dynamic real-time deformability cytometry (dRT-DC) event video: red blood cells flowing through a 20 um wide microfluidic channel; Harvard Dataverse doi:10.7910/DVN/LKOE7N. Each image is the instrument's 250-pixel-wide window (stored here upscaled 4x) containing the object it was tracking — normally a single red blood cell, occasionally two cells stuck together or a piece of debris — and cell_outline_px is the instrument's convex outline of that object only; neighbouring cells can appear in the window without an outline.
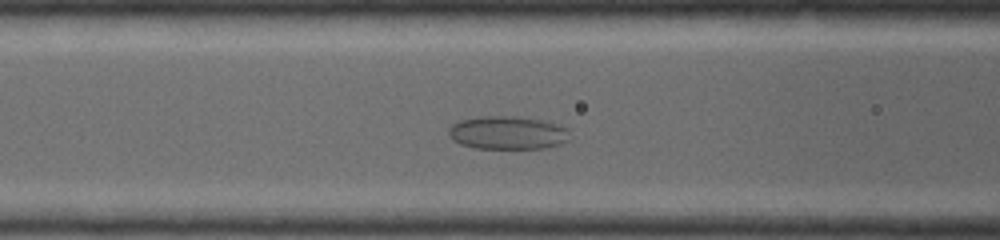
{"species": "common noctule bat (a hibernating species)", "species_latin": "Nyctalus noctula", "temperature_condition": "warm", "stored_images_in_passage": 11, "segment_of_instrument_passage": [1, 2], "camera_frame_rate_fps": 5000, "um_per_image_px": 0.085, "animal": {"sex": "female", "body_mass_g": 19.0, "forearm_length_mm": 53.3}, "frame": {"image": 1, "passage_image": 8, "time_ms": 2.0, "image_size_px": [1000, 240], "cell_outline_px": [[568, 140], [560, 144], [544, 148], [476, 148], [460, 144], [452, 140], [448, 136], [448, 128], [452, 124], [460, 120], [476, 116], [520, 116], [540, 120], [556, 124], [568, 128]], "centroid_in_image_um": [43.1, 11.27], "position_along_channel_um": 123.5, "area_um2": 23.58}}
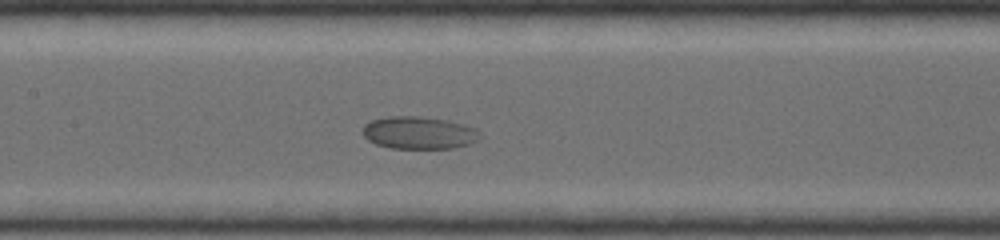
{"frame": {"image": 2, "passage_image": 10, "time_ms": 2.6, "image_size_px": [1000, 240], "cell_outline_px": [[480, 140], [468, 144], [452, 148], [388, 148], [376, 144], [368, 140], [364, 136], [364, 124], [372, 120], [388, 116], [416, 116], [448, 120], [464, 124], [476, 128], [480, 136]], "centroid_in_image_um": [35.62, 11.28], "position_along_channel_um": 171.8, "area_um2": 22.2}}